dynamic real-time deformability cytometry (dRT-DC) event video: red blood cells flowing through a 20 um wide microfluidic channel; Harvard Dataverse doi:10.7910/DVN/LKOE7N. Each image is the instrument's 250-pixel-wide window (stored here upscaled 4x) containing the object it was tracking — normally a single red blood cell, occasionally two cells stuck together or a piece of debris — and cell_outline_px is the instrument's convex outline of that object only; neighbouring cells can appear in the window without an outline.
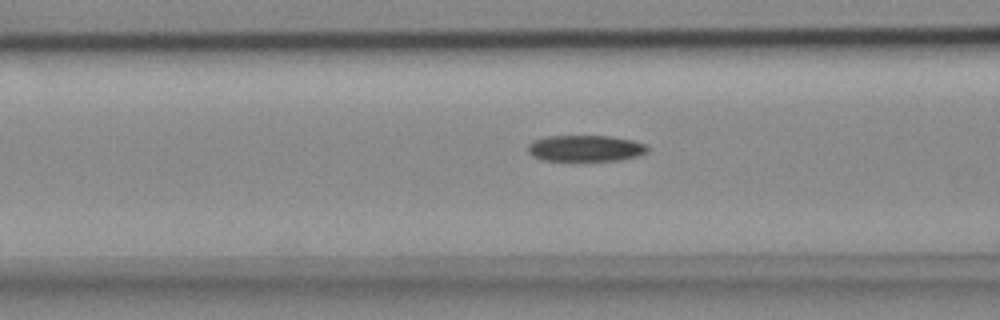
{"species": "common noctule bat (a hibernating species)", "species_latin": "Nyctalus noctula", "temperature_condition": "cold", "stored_images_in_passage": 20, "camera_frame_rate_fps": 3000, "um_per_image_px": 0.085, "animal": {"sex": "female", "body_mass_g": 18.4}, "frame": {"image": 1, "passage_image": 11, "time_ms": 3.333, "image_size_px": [1000, 320], "cell_outline_px": [[648, 152], [636, 156], [620, 160], [544, 160], [532, 156], [528, 152], [528, 144], [532, 140], [548, 136], [608, 136], [632, 140], [644, 144], [648, 148]], "centroid_in_image_um": [49.73, 12.6], "position_along_channel_um": 116.9, "area_um2": 18.15}}
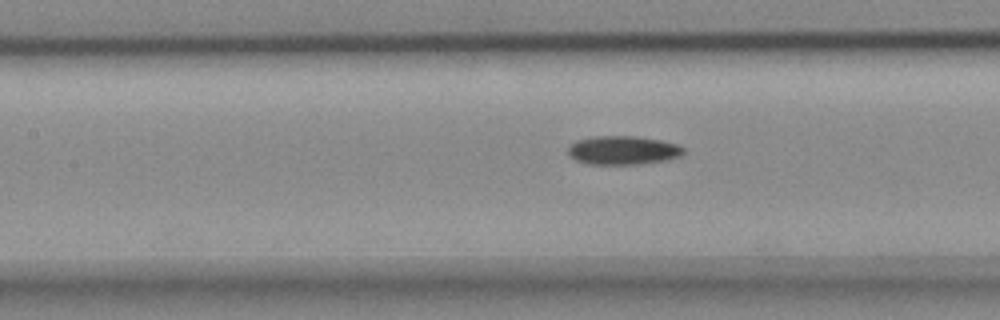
{"frame": {"image": 2, "passage_image": 14, "time_ms": 4.333, "image_size_px": [1000, 320], "cell_outline_px": [[684, 152], [680, 156], [668, 160], [640, 164], [588, 164], [576, 160], [568, 152], [568, 148], [576, 140], [592, 136], [636, 136], [660, 140], [680, 144], [684, 148]], "centroid_in_image_um": [52.99, 12.77], "position_along_channel_um": 154.4, "area_um2": 19.42}}
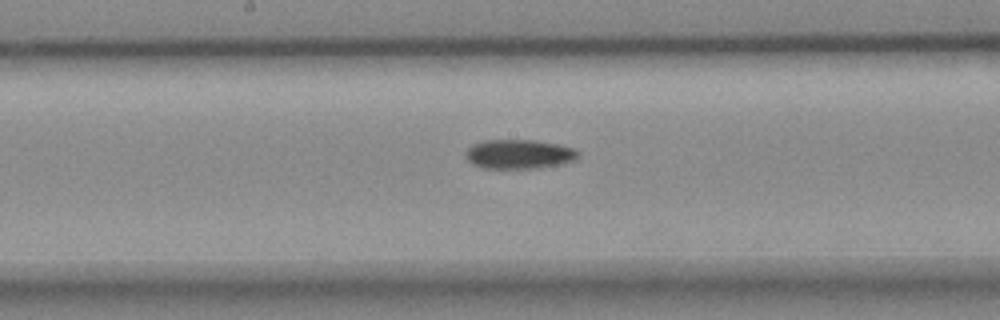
{"frame": {"image": 3, "passage_image": 18, "time_ms": 5.667, "image_size_px": [1000, 320], "cell_outline_px": [[580, 156], [572, 160], [556, 164], [536, 168], [484, 168], [472, 164], [464, 156], [464, 152], [472, 144], [484, 140], [536, 140], [560, 144], [576, 148], [580, 152]], "centroid_in_image_um": [44.1, 13.08], "position_along_channel_um": 204.1, "area_um2": 19.31}}